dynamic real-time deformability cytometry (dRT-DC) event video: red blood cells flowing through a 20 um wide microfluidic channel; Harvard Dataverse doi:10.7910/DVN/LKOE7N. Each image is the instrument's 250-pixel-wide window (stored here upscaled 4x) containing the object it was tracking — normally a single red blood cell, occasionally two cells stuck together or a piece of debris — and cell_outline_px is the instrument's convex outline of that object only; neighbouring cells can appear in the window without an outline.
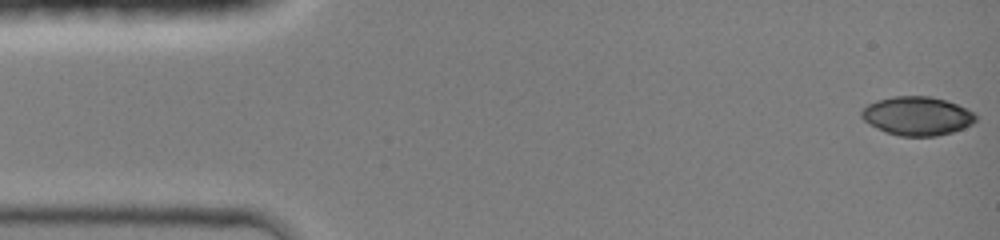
{"species": "common noctule bat (a hibernating species)", "species_latin": "Nyctalus noctula", "temperature_condition": "room temperature", "stored_images_in_passage": 45, "camera_frame_rate_fps": 3000, "um_per_image_px": 0.085, "animal": {"sex": "female", "body_mass_g": 19.0, "forearm_length_mm": 51.5}, "frame": {"image": 1, "passage_image": 1, "time_ms": 0.0, "image_size_px": [1000, 240], "cell_outline_px": [[976, 120], [972, 124], [964, 128], [952, 132], [936, 136], [900, 136], [884, 132], [864, 120], [860, 116], [860, 112], [868, 104], [876, 100], [892, 96], [928, 96], [944, 100], [956, 104], [972, 112], [976, 116]], "centroid_in_image_um": [77.93, 9.86], "position_along_channel_um": 7.1, "area_um2": 25.66}}
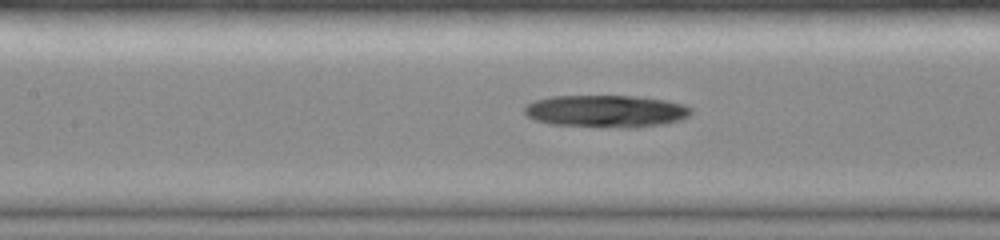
{"frame": {"image": 2, "passage_image": 20, "time_ms": 6.333, "image_size_px": [1000, 240], "cell_outline_px": [[692, 112], [688, 116], [680, 120], [668, 124], [636, 128], [628, 128], [548, 124], [536, 120], [528, 116], [524, 112], [524, 108], [528, 104], [536, 100], [552, 96], [636, 96], [668, 100], [684, 104], [692, 108]], "centroid_in_image_um": [51.58, 9.46], "position_along_channel_um": 155.8, "area_um2": 31.62}}
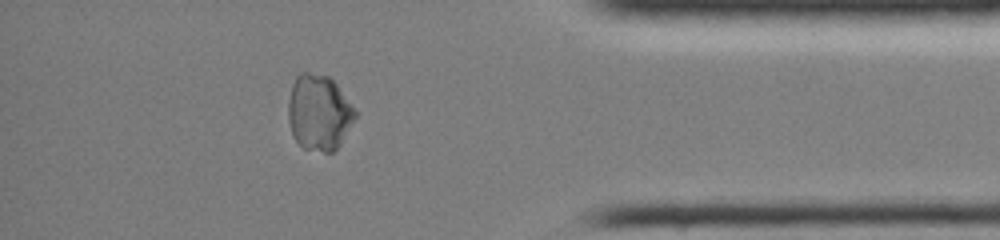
{"frame": {"image": 3, "passage_image": 39, "time_ms": 12.667, "image_size_px": [1000, 240], "cell_outline_px": [[356, 116], [340, 144], [332, 152], [324, 152], [304, 148], [296, 140], [292, 132], [288, 120], [288, 100], [292, 84], [296, 76], [300, 72], [308, 72], [328, 76], [336, 84], [356, 108]], "centroid_in_image_um": [27.11, 9.54], "position_along_channel_um": 408.1, "area_um2": 29.48}}